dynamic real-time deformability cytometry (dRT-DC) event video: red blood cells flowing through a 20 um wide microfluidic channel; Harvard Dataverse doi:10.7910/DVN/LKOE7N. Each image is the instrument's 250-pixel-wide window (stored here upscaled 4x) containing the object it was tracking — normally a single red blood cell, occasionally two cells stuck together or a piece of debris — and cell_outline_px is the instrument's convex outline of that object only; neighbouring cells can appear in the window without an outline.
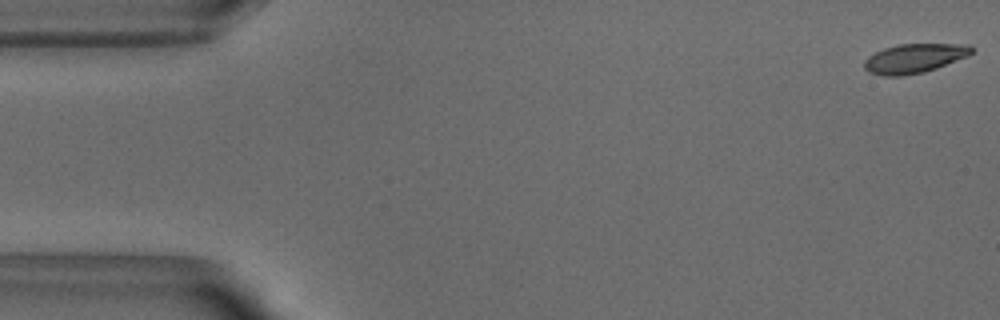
{"species": "common noctule bat (a hibernating species)", "species_latin": "Nyctalus noctula", "temperature_condition": "warm", "stored_images_in_passage": 52, "camera_frame_rate_fps": 3000, "um_per_image_px": 0.085, "animal": {"sex": "male", "body_mass_g": 18.8}, "frame": {"image": 1, "passage_image": 1, "time_ms": 0.0, "image_size_px": [1000, 320], "cell_outline_px": [[976, 48], [968, 56], [936, 68], [924, 72], [904, 76], [884, 76], [868, 72], [864, 68], [864, 60], [868, 56], [884, 48], [900, 44], [972, 44]], "centroid_in_image_um": [77.74, 4.96], "position_along_channel_um": 7.3, "area_um2": 18.44}}
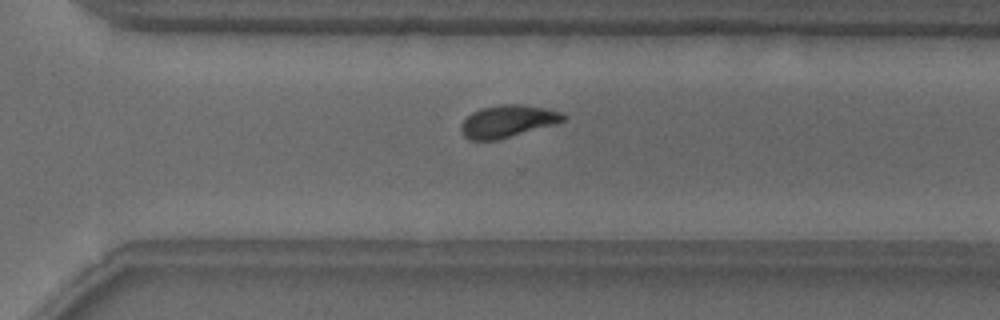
{"frame": {"image": 2, "passage_image": 36, "time_ms": 11.667, "image_size_px": [1000, 320], "cell_outline_px": [[568, 116], [564, 120], [556, 124], [496, 140], [468, 140], [464, 136], [460, 128], [460, 124], [472, 112], [480, 108], [500, 104], [524, 104], [544, 108], [560, 112]], "centroid_in_image_um": [43.14, 10.3], "position_along_channel_um": 327.5, "area_um2": 19.25}}
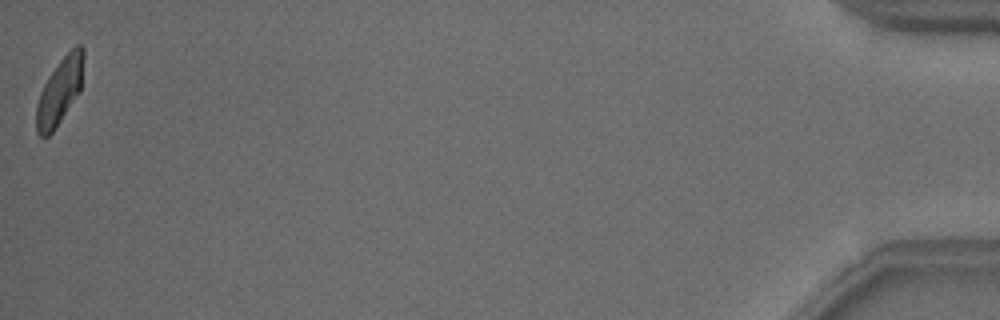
{"frame": {"image": 3, "passage_image": 52, "time_ms": 17.0, "image_size_px": [1000, 320], "cell_outline_px": [[84, 56], [80, 92], [52, 132], [48, 136], [40, 136], [36, 132], [36, 104], [40, 92], [48, 76], [60, 60], [76, 44], [80, 44], [84, 48]], "centroid_in_image_um": [5.07, 7.73], "position_along_channel_um": 430.1, "area_um2": 18.21}, "authors_computed_cell_mechanics": {"area_um2": 19.4208, "velocity_mm_per_s": 3.8253, "shape_relaxation_time_tau1_ms": 5.4416, "shape_relaxation_time_tau2_ms": 2.1311, "deformation_change_tau1": 0.1622, "deformation_change_tau2": 0.0774}}